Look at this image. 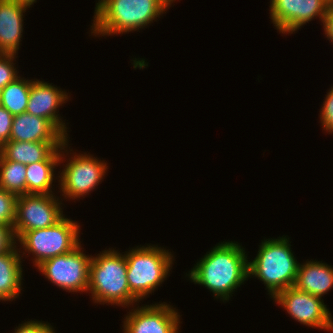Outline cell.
Segmentation results:
<instances>
[{"mask_svg":"<svg viewBox=\"0 0 333 333\" xmlns=\"http://www.w3.org/2000/svg\"><path fill=\"white\" fill-rule=\"evenodd\" d=\"M13 115L0 105V148L10 140Z\"/></svg>","mask_w":333,"mask_h":333,"instance_id":"27","label":"cell"},{"mask_svg":"<svg viewBox=\"0 0 333 333\" xmlns=\"http://www.w3.org/2000/svg\"><path fill=\"white\" fill-rule=\"evenodd\" d=\"M14 1L28 8H30L31 5H33L36 2V0H14Z\"/></svg>","mask_w":333,"mask_h":333,"instance_id":"29","label":"cell"},{"mask_svg":"<svg viewBox=\"0 0 333 333\" xmlns=\"http://www.w3.org/2000/svg\"><path fill=\"white\" fill-rule=\"evenodd\" d=\"M294 287L322 298L333 288V267L322 261H307L298 266Z\"/></svg>","mask_w":333,"mask_h":333,"instance_id":"17","label":"cell"},{"mask_svg":"<svg viewBox=\"0 0 333 333\" xmlns=\"http://www.w3.org/2000/svg\"><path fill=\"white\" fill-rule=\"evenodd\" d=\"M80 226L64 216L55 225L31 230L23 233L19 241L24 252L35 257L33 264L40 265L43 261L61 254L69 253L80 244Z\"/></svg>","mask_w":333,"mask_h":333,"instance_id":"6","label":"cell"},{"mask_svg":"<svg viewBox=\"0 0 333 333\" xmlns=\"http://www.w3.org/2000/svg\"><path fill=\"white\" fill-rule=\"evenodd\" d=\"M320 121L322 128L328 133H333V86L327 93L323 106H321Z\"/></svg>","mask_w":333,"mask_h":333,"instance_id":"24","label":"cell"},{"mask_svg":"<svg viewBox=\"0 0 333 333\" xmlns=\"http://www.w3.org/2000/svg\"><path fill=\"white\" fill-rule=\"evenodd\" d=\"M74 154L58 176L59 189L65 199H78L93 191L108 169L106 162L90 156L89 153Z\"/></svg>","mask_w":333,"mask_h":333,"instance_id":"9","label":"cell"},{"mask_svg":"<svg viewBox=\"0 0 333 333\" xmlns=\"http://www.w3.org/2000/svg\"><path fill=\"white\" fill-rule=\"evenodd\" d=\"M81 243L71 252L49 258L38 265L45 277L69 292H88L92 256L83 253Z\"/></svg>","mask_w":333,"mask_h":333,"instance_id":"7","label":"cell"},{"mask_svg":"<svg viewBox=\"0 0 333 333\" xmlns=\"http://www.w3.org/2000/svg\"><path fill=\"white\" fill-rule=\"evenodd\" d=\"M27 9L14 0H0V54H17Z\"/></svg>","mask_w":333,"mask_h":333,"instance_id":"15","label":"cell"},{"mask_svg":"<svg viewBox=\"0 0 333 333\" xmlns=\"http://www.w3.org/2000/svg\"><path fill=\"white\" fill-rule=\"evenodd\" d=\"M323 29L326 38L333 43V0L330 2L323 20Z\"/></svg>","mask_w":333,"mask_h":333,"instance_id":"28","label":"cell"},{"mask_svg":"<svg viewBox=\"0 0 333 333\" xmlns=\"http://www.w3.org/2000/svg\"><path fill=\"white\" fill-rule=\"evenodd\" d=\"M332 0H270V19L282 34L293 33L319 17L323 23Z\"/></svg>","mask_w":333,"mask_h":333,"instance_id":"11","label":"cell"},{"mask_svg":"<svg viewBox=\"0 0 333 333\" xmlns=\"http://www.w3.org/2000/svg\"><path fill=\"white\" fill-rule=\"evenodd\" d=\"M53 194L17 196L14 232L18 239L23 233L55 225L63 217L62 202Z\"/></svg>","mask_w":333,"mask_h":333,"instance_id":"8","label":"cell"},{"mask_svg":"<svg viewBox=\"0 0 333 333\" xmlns=\"http://www.w3.org/2000/svg\"><path fill=\"white\" fill-rule=\"evenodd\" d=\"M67 139L49 120L27 112L13 117L10 140L21 142H66Z\"/></svg>","mask_w":333,"mask_h":333,"instance_id":"14","label":"cell"},{"mask_svg":"<svg viewBox=\"0 0 333 333\" xmlns=\"http://www.w3.org/2000/svg\"><path fill=\"white\" fill-rule=\"evenodd\" d=\"M17 238L12 225L0 224V254L13 251L17 248L15 245Z\"/></svg>","mask_w":333,"mask_h":333,"instance_id":"25","label":"cell"},{"mask_svg":"<svg viewBox=\"0 0 333 333\" xmlns=\"http://www.w3.org/2000/svg\"><path fill=\"white\" fill-rule=\"evenodd\" d=\"M167 8L163 0H99L91 33L100 37L137 31L153 23Z\"/></svg>","mask_w":333,"mask_h":333,"instance_id":"2","label":"cell"},{"mask_svg":"<svg viewBox=\"0 0 333 333\" xmlns=\"http://www.w3.org/2000/svg\"><path fill=\"white\" fill-rule=\"evenodd\" d=\"M67 147L68 140L61 149H55L44 161L26 165V194H55L52 191L54 168L56 170V166L64 161L65 152L62 150Z\"/></svg>","mask_w":333,"mask_h":333,"instance_id":"16","label":"cell"},{"mask_svg":"<svg viewBox=\"0 0 333 333\" xmlns=\"http://www.w3.org/2000/svg\"><path fill=\"white\" fill-rule=\"evenodd\" d=\"M17 196L0 188V224L14 225Z\"/></svg>","mask_w":333,"mask_h":333,"instance_id":"22","label":"cell"},{"mask_svg":"<svg viewBox=\"0 0 333 333\" xmlns=\"http://www.w3.org/2000/svg\"><path fill=\"white\" fill-rule=\"evenodd\" d=\"M237 242H221L189 271L195 284L205 286L218 299L229 301L235 289L249 278L248 258Z\"/></svg>","mask_w":333,"mask_h":333,"instance_id":"1","label":"cell"},{"mask_svg":"<svg viewBox=\"0 0 333 333\" xmlns=\"http://www.w3.org/2000/svg\"><path fill=\"white\" fill-rule=\"evenodd\" d=\"M65 142H21L8 141L0 148V154L9 161L28 165L44 161Z\"/></svg>","mask_w":333,"mask_h":333,"instance_id":"18","label":"cell"},{"mask_svg":"<svg viewBox=\"0 0 333 333\" xmlns=\"http://www.w3.org/2000/svg\"><path fill=\"white\" fill-rule=\"evenodd\" d=\"M273 299L297 322L312 328L333 331L332 315L320 297L292 286L280 291Z\"/></svg>","mask_w":333,"mask_h":333,"instance_id":"10","label":"cell"},{"mask_svg":"<svg viewBox=\"0 0 333 333\" xmlns=\"http://www.w3.org/2000/svg\"><path fill=\"white\" fill-rule=\"evenodd\" d=\"M26 165L6 160L0 154V188L16 196L26 194Z\"/></svg>","mask_w":333,"mask_h":333,"instance_id":"21","label":"cell"},{"mask_svg":"<svg viewBox=\"0 0 333 333\" xmlns=\"http://www.w3.org/2000/svg\"><path fill=\"white\" fill-rule=\"evenodd\" d=\"M165 2L166 5H168V7L170 6L171 7V4L173 3V1H176V0H163Z\"/></svg>","mask_w":333,"mask_h":333,"instance_id":"30","label":"cell"},{"mask_svg":"<svg viewBox=\"0 0 333 333\" xmlns=\"http://www.w3.org/2000/svg\"><path fill=\"white\" fill-rule=\"evenodd\" d=\"M66 91L38 79L31 80V89L26 112L49 120L66 138L67 126L59 117L57 109L68 100ZM66 100V101H65Z\"/></svg>","mask_w":333,"mask_h":333,"instance_id":"13","label":"cell"},{"mask_svg":"<svg viewBox=\"0 0 333 333\" xmlns=\"http://www.w3.org/2000/svg\"><path fill=\"white\" fill-rule=\"evenodd\" d=\"M16 328L13 333H55L54 328L50 324L37 320L25 321Z\"/></svg>","mask_w":333,"mask_h":333,"instance_id":"26","label":"cell"},{"mask_svg":"<svg viewBox=\"0 0 333 333\" xmlns=\"http://www.w3.org/2000/svg\"><path fill=\"white\" fill-rule=\"evenodd\" d=\"M124 319V333H178L180 315L165 302L133 308Z\"/></svg>","mask_w":333,"mask_h":333,"instance_id":"12","label":"cell"},{"mask_svg":"<svg viewBox=\"0 0 333 333\" xmlns=\"http://www.w3.org/2000/svg\"><path fill=\"white\" fill-rule=\"evenodd\" d=\"M15 54H0V91L19 76L14 67Z\"/></svg>","mask_w":333,"mask_h":333,"instance_id":"23","label":"cell"},{"mask_svg":"<svg viewBox=\"0 0 333 333\" xmlns=\"http://www.w3.org/2000/svg\"><path fill=\"white\" fill-rule=\"evenodd\" d=\"M18 248L0 254V301H12L19 297L22 288L23 269Z\"/></svg>","mask_w":333,"mask_h":333,"instance_id":"19","label":"cell"},{"mask_svg":"<svg viewBox=\"0 0 333 333\" xmlns=\"http://www.w3.org/2000/svg\"><path fill=\"white\" fill-rule=\"evenodd\" d=\"M88 291L96 304H116L126 308L139 303L129 289L125 254L110 248L92 257Z\"/></svg>","mask_w":333,"mask_h":333,"instance_id":"3","label":"cell"},{"mask_svg":"<svg viewBox=\"0 0 333 333\" xmlns=\"http://www.w3.org/2000/svg\"><path fill=\"white\" fill-rule=\"evenodd\" d=\"M31 89V80L20 76L0 91V105L13 116L26 112Z\"/></svg>","mask_w":333,"mask_h":333,"instance_id":"20","label":"cell"},{"mask_svg":"<svg viewBox=\"0 0 333 333\" xmlns=\"http://www.w3.org/2000/svg\"><path fill=\"white\" fill-rule=\"evenodd\" d=\"M130 292L140 301L154 292L169 274L173 254L157 245L137 246L125 253Z\"/></svg>","mask_w":333,"mask_h":333,"instance_id":"5","label":"cell"},{"mask_svg":"<svg viewBox=\"0 0 333 333\" xmlns=\"http://www.w3.org/2000/svg\"><path fill=\"white\" fill-rule=\"evenodd\" d=\"M290 247L289 238L286 236L263 240L257 256L248 262L249 277L260 279L266 285L271 298L294 286L299 262Z\"/></svg>","mask_w":333,"mask_h":333,"instance_id":"4","label":"cell"}]
</instances>
